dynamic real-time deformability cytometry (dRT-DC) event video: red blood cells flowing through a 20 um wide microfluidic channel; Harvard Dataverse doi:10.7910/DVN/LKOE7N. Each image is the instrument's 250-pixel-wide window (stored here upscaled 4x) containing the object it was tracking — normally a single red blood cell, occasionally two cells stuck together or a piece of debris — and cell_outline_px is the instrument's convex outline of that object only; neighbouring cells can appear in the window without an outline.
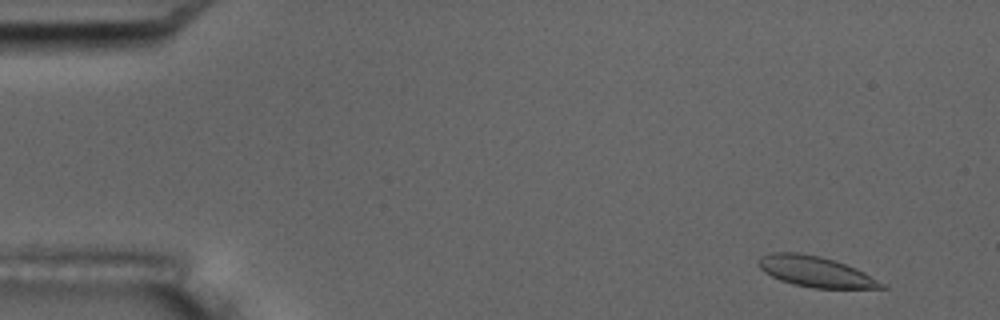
{"species": "common noctule bat (a hibernating species)", "species_latin": "Nyctalus noctula", "temperature_condition": "room temperature", "stored_images_in_passage": 4, "camera_frame_rate_fps": 3000, "um_per_image_px": 0.085, "animal": {"sex": "male", "body_mass_g": 17.5, "forearm_length_mm": 52.3}, "frame": {"image": 1, "passage_image": 1, "time_ms": 0.0, "image_size_px": [1000, 320], "cell_outline_px": [[888, 288], [812, 288], [792, 284], [780, 280], [764, 272], [756, 264], [756, 260], [760, 256], [772, 252], [796, 252], [820, 256], [844, 264], [864, 272], [884, 284]], "centroid_in_image_um": [69.24, 23.08], "position_along_channel_um": 15.8, "area_um2": 21.85}}